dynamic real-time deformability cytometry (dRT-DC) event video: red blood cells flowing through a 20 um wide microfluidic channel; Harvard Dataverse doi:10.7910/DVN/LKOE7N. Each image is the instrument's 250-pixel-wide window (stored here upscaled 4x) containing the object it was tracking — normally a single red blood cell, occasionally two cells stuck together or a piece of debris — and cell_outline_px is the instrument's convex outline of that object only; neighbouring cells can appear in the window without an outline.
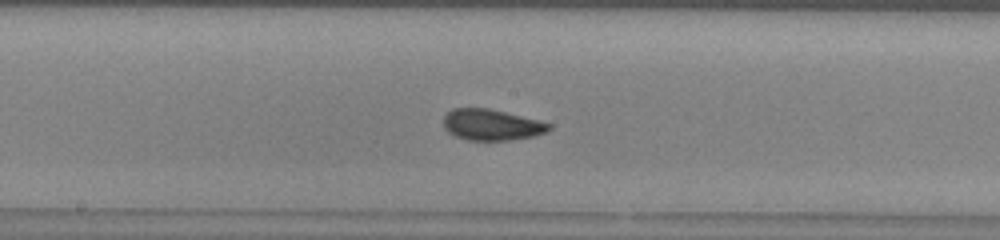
{"species": "common noctule bat (a hibernating species)", "species_latin": "Nyctalus noctula", "temperature_condition": "warm", "stored_images_in_passage": 45, "camera_frame_rate_fps": 3000, "um_per_image_px": 0.085, "animal": {"sex": "male", "body_mass_g": 13.0, "forearm_length_mm": 53.1}, "frame": {"image": 1, "passage_image": 20, "time_ms": 6.333, "image_size_px": [1000, 240], "cell_outline_px": [[552, 128], [548, 132], [532, 136], [512, 140], [468, 140], [456, 136], [448, 132], [444, 128], [444, 116], [452, 108], [488, 108], [552, 124]], "centroid_in_image_um": [41.77, 10.61], "position_along_channel_um": 206.4, "area_um2": 18.96}}
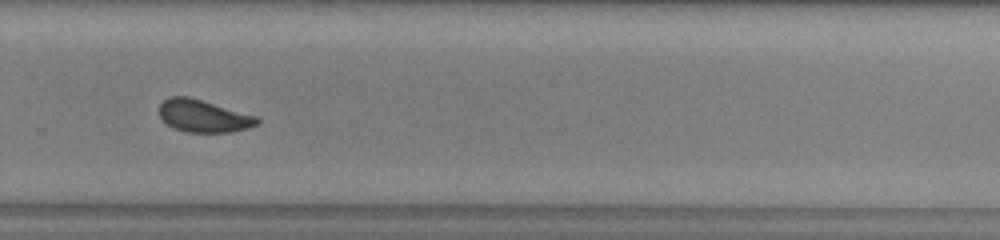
{"frame": {"image": 2, "passage_image": 28, "time_ms": 9.0, "image_size_px": [1000, 240], "cell_outline_px": [[260, 124], [248, 128], [232, 132], [188, 132], [172, 128], [160, 116], [160, 104], [164, 100], [172, 96], [188, 96], [256, 116], [260, 120]], "centroid_in_image_um": [17.31, 9.87], "position_along_channel_um": 312.5, "area_um2": 18.32}}
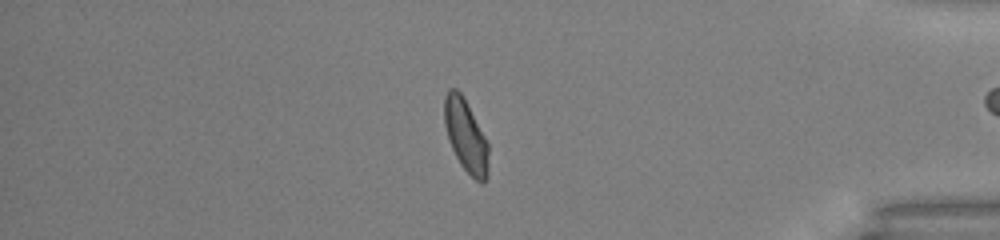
{"frame": {"image": 3, "passage_image": 37, "time_ms": 12.0, "image_size_px": [1000, 240], "cell_outline_px": [[488, 176], [480, 184], [460, 164], [448, 140], [444, 124], [444, 96], [448, 88], [456, 88], [464, 96], [488, 144]], "centroid_in_image_um": [39.57, 11.5], "position_along_channel_um": 395.6, "area_um2": 18.67}, "authors_computed_cell_mechanics": {"area_um2": 18.8428, "velocity_mm_per_s": 3.9891, "shape_relaxation_time_tau1_ms": 4.0034, "shape_relaxation_time_tau2_ms": 1.1648, "deformation_change_tau1": 0.1034, "deformation_change_tau2": 0.0555}}